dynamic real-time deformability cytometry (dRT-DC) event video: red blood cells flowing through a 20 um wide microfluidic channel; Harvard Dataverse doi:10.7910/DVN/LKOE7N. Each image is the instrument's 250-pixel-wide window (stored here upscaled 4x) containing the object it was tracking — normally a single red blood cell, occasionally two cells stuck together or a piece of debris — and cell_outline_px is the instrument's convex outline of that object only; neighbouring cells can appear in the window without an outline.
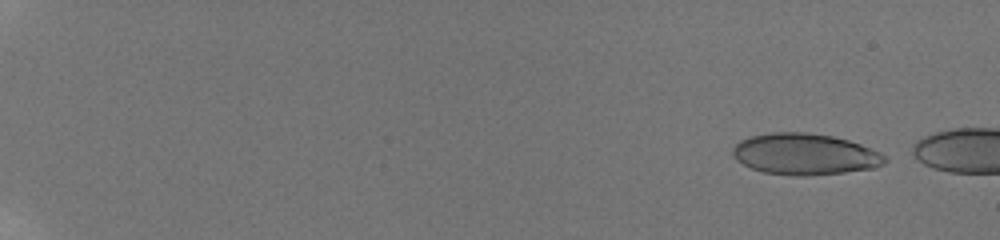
{"species": "human", "species_latin": "Homo sapiens", "temperature_condition": "room temperature", "stored_images_in_passage": 9, "camera_frame_rate_fps": 3000, "um_per_image_px": 0.085, "donor": {"sex": "male"}, "frame": {"image": 1, "passage_image": 3, "time_ms": 0.667, "image_size_px": [1000, 240], "cell_outline_px": [[888, 160], [884, 164], [876, 168], [844, 172], [808, 176], [796, 176], [764, 172], [752, 168], [736, 160], [732, 156], [732, 148], [740, 140], [748, 136], [772, 132], [804, 132], [832, 136], [848, 140], [860, 144], [880, 152]], "centroid_in_image_um": [68.4, 13.1], "position_along_channel_um": 16.6, "area_um2": 36.76}}